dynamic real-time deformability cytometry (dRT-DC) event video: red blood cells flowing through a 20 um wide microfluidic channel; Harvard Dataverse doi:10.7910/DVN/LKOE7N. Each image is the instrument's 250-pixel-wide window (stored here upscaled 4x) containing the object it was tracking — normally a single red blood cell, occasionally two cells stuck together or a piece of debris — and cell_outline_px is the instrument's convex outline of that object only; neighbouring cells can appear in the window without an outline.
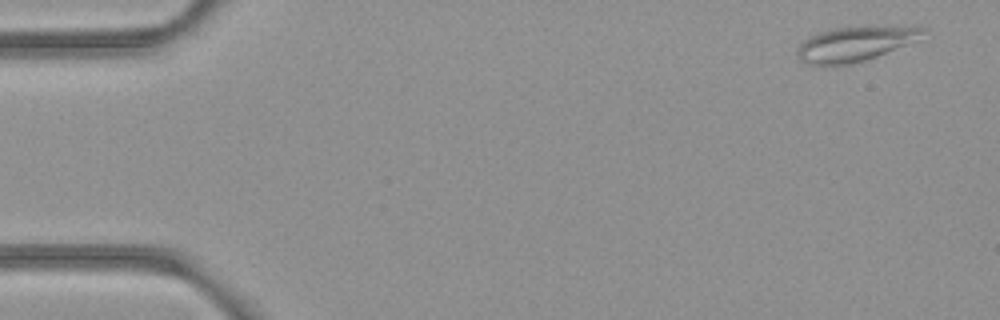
{"species": "common noctule bat (a hibernating species)", "species_latin": "Nyctalus noctula", "temperature_condition": "room temperature", "stored_images_in_passage": 4, "camera_frame_rate_fps": 3000, "um_per_image_px": 0.085, "animal": {"sex": "female", "body_mass_g": 21.9}, "frame": {"image": 1, "passage_image": 1, "time_ms": 0.0, "image_size_px": [1000, 320], "cell_outline_px": [[928, 28], [920, 40], [876, 56], [864, 60], [848, 64], [808, 64], [800, 60], [796, 56], [796, 48], [804, 40], [820, 32], [832, 28]], "centroid_in_image_um": [72.63, 3.76], "position_along_channel_um": 12.4, "area_um2": 24.45}}